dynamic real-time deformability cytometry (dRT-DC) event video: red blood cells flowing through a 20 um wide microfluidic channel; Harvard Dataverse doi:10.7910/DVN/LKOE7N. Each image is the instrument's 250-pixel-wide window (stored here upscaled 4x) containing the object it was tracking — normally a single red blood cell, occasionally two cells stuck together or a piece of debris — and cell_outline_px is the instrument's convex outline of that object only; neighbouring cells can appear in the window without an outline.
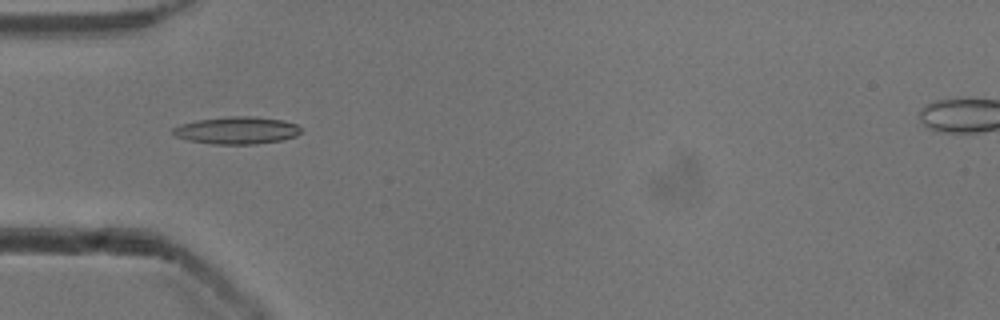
{"species": "common noctule bat (a hibernating species)", "species_latin": "Nyctalus noctula", "temperature_condition": "cold", "stored_images_in_passage": 20, "camera_frame_rate_fps": 3000, "um_per_image_px": 0.085, "animal": {"sex": "male", "body_mass_g": 13.3}, "frame": {"image": 1, "passage_image": 17, "time_ms": 5.333, "image_size_px": [1000, 320], "cell_outline_px": [[300, 132], [296, 136], [284, 140], [256, 144], [212, 144], [188, 140], [176, 136], [172, 132], [172, 128], [180, 124], [196, 120], [228, 116], [252, 116], [284, 120], [296, 124], [300, 128]], "centroid_in_image_um": [20.13, 11.08], "position_along_channel_um": 64.9, "area_um2": 20.52}}